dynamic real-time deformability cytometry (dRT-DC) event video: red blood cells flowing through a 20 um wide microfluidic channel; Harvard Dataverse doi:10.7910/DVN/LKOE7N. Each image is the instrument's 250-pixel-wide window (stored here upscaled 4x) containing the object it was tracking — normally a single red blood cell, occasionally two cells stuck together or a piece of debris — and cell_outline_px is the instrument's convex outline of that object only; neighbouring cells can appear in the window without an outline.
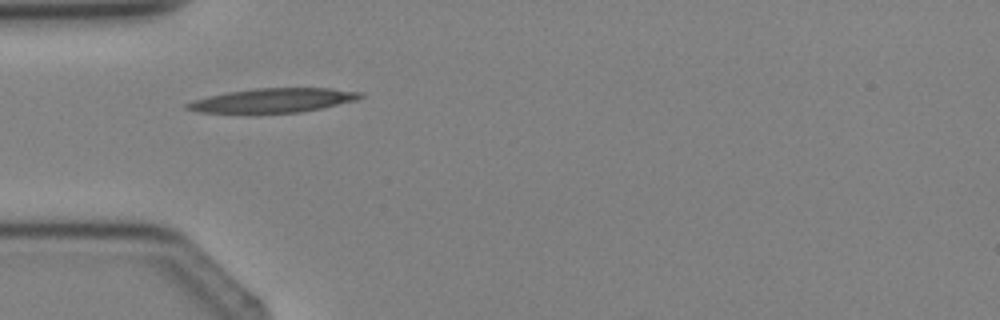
{"species": "Egyptian fruit bat (a non-hibernating species)", "species_latin": "Rousettus aegyptiacus", "temperature_condition": "cold", "stored_images_in_passage": 3, "camera_frame_rate_fps": 3000, "um_per_image_px": 0.085, "animal": {"sex": "female"}, "frame": {"image": 1, "passage_image": 2, "time_ms": 1.333, "image_size_px": [1000, 320], "cell_outline_px": [[364, 96], [356, 100], [320, 108], [300, 112], [196, 112], [184, 108], [184, 104], [192, 100], [208, 96], [228, 92], [256, 88], [332, 88], [360, 92]], "centroid_in_image_um": [23.18, 8.52], "position_along_channel_um": 61.8, "area_um2": 24.04}}
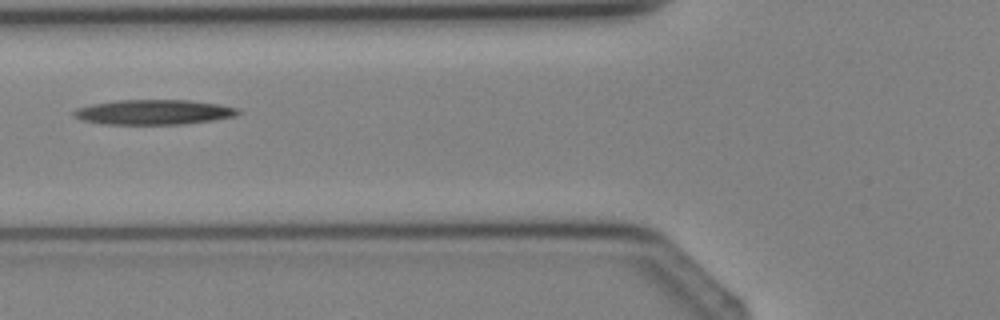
{"frame": {"image": 2, "passage_image": 3, "time_ms": 2.333, "image_size_px": [1000, 320], "cell_outline_px": [[240, 112], [236, 116], [212, 120], [184, 124], [104, 124], [80, 120], [72, 112], [76, 108], [92, 104], [120, 100], [188, 100], [220, 104], [240, 108]], "centroid_in_image_um": [13.09, 9.53], "position_along_channel_um": 112.7, "area_um2": 23.87}}